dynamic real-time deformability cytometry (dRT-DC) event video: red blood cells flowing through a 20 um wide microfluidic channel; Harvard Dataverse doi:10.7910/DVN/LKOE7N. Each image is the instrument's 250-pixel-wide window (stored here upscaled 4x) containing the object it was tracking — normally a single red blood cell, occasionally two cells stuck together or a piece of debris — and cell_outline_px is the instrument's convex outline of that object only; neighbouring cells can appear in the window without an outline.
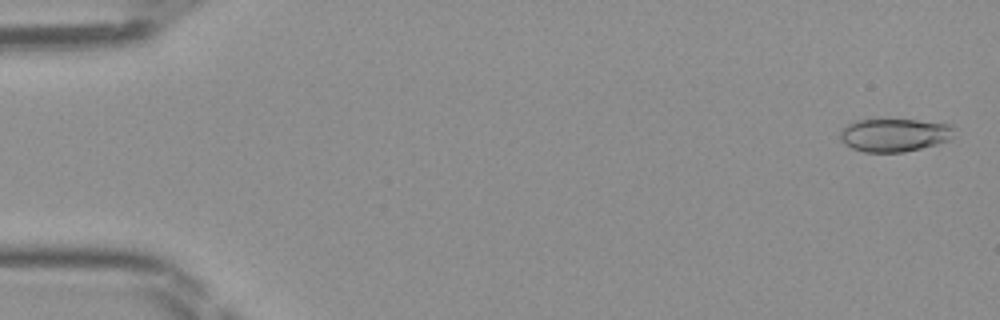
{"species": "Egyptian fruit bat (a non-hibernating species)", "species_latin": "Rousettus aegyptiacus", "temperature_condition": "room temperature", "stored_images_in_passage": 48, "camera_frame_rate_fps": 3000, "um_per_image_px": 0.085, "frame": {"image": 1, "passage_image": 2, "time_ms": 0.333, "image_size_px": [1000, 320], "cell_outline_px": [[956, 128], [952, 136], [948, 140], [936, 144], [904, 152], [864, 152], [852, 148], [844, 144], [840, 140], [840, 132], [848, 124], [856, 120], [916, 120], [952, 124]], "centroid_in_image_um": [76.03, 11.47], "position_along_channel_um": 9.0, "area_um2": 21.96}}
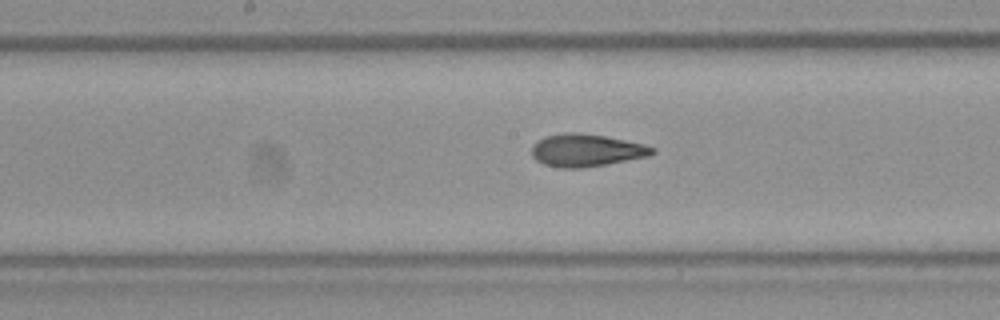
{"frame": {"image": 2, "passage_image": 25, "time_ms": 8.0, "image_size_px": [1000, 320], "cell_outline_px": [[656, 152], [648, 156], [604, 164], [580, 168], [560, 168], [544, 164], [536, 160], [532, 156], [532, 144], [536, 140], [544, 136], [564, 132], [580, 132], [604, 136], [644, 144], [656, 148]], "centroid_in_image_um": [49.79, 12.76], "position_along_channel_um": 198.4, "area_um2": 22.89}}
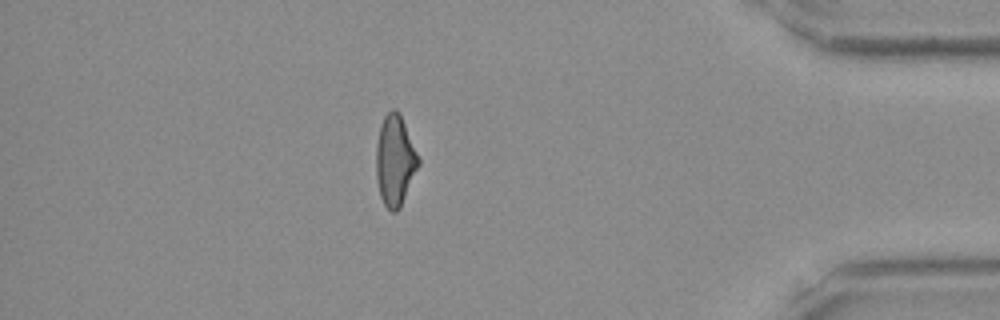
{"frame": {"image": 3, "passage_image": 42, "time_ms": 13.667, "image_size_px": [1000, 320], "cell_outline_px": [[420, 164], [400, 208], [396, 212], [392, 212], [384, 204], [380, 196], [376, 180], [376, 148], [380, 124], [384, 116], [392, 108], [396, 108], [404, 124], [420, 160]], "centroid_in_image_um": [33.56, 13.67], "position_along_channel_um": 401.6, "area_um2": 22.2}}